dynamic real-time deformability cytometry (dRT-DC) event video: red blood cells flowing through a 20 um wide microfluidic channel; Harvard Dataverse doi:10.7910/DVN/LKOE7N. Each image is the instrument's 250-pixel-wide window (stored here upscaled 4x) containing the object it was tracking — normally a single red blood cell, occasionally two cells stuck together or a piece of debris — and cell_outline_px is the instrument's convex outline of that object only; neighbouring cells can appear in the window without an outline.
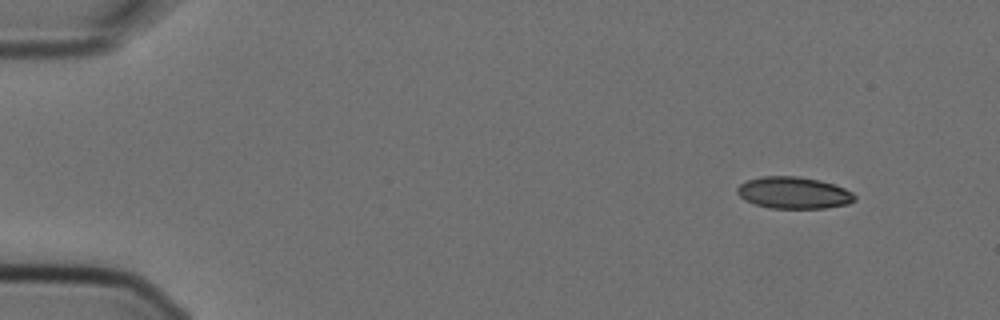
{"species": "Egyptian fruit bat (a non-hibernating species)", "species_latin": "Rousettus aegyptiacus", "temperature_condition": "cold", "stored_images_in_passage": 2, "camera_frame_rate_fps": 3000, "um_per_image_px": 0.085, "animal": {"sex": "female"}, "frame": {"image": 1, "passage_image": 2, "time_ms": 0.333, "image_size_px": [1000, 320], "cell_outline_px": [[856, 200], [848, 204], [824, 208], [768, 208], [744, 200], [736, 192], [736, 188], [740, 184], [748, 180], [760, 176], [800, 176], [820, 180], [844, 188], [852, 192], [856, 196]], "centroid_in_image_um": [67.45, 16.38], "position_along_channel_um": 17.5, "area_um2": 21.85}}